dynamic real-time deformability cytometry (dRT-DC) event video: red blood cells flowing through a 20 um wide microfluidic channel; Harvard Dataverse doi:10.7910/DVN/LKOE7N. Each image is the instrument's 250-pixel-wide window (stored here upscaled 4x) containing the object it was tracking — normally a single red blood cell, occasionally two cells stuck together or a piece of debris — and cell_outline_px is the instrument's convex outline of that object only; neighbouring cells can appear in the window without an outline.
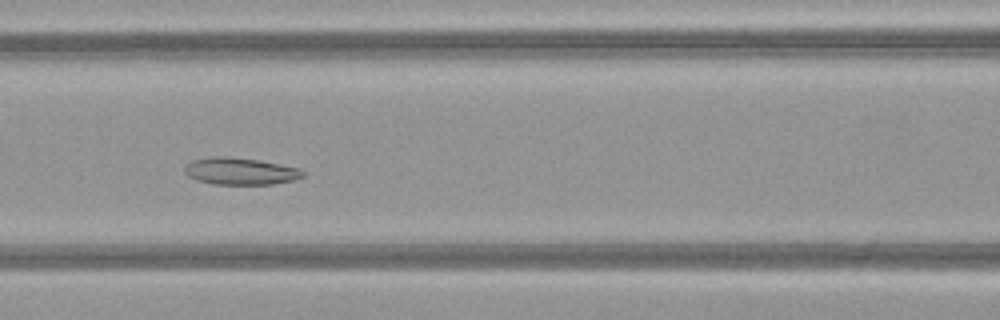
{"species": "common noctule bat (a hibernating species)", "species_latin": "Nyctalus noctula", "temperature_condition": "warm", "stored_images_in_passage": 50, "camera_frame_rate_fps": 3000, "um_per_image_px": 0.085, "animal": {"sex": "female", "body_mass_g": 21.9}, "frame": {"image": 1, "passage_image": 22, "time_ms": 7.0, "image_size_px": [1000, 320], "cell_outline_px": [[304, 176], [296, 180], [272, 184], [212, 184], [196, 180], [188, 176], [184, 172], [184, 168], [192, 160], [212, 156], [228, 156], [260, 160], [300, 168], [304, 172]], "centroid_in_image_um": [20.43, 14.55], "position_along_channel_um": 146.2, "area_um2": 18.79}}
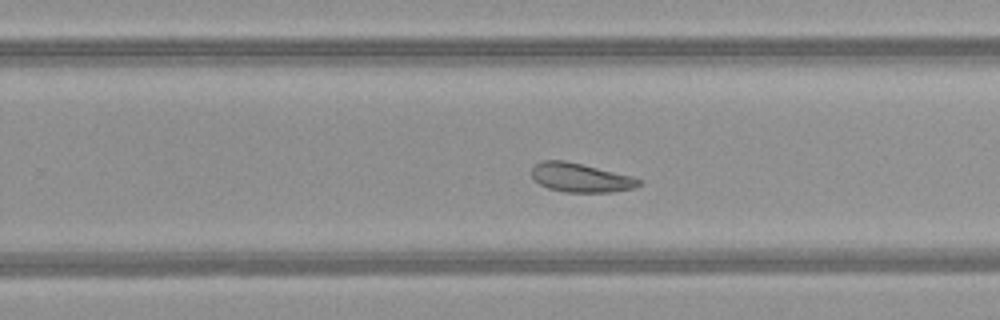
{"frame": {"image": 2, "passage_image": 32, "time_ms": 10.333, "image_size_px": [1000, 320], "cell_outline_px": [[644, 184], [636, 188], [612, 192], [568, 192], [548, 188], [540, 184], [532, 176], [532, 168], [540, 160], [564, 160], [632, 176], [640, 180]], "centroid_in_image_um": [49.38, 15.1], "position_along_channel_um": 280.4, "area_um2": 18.03}}
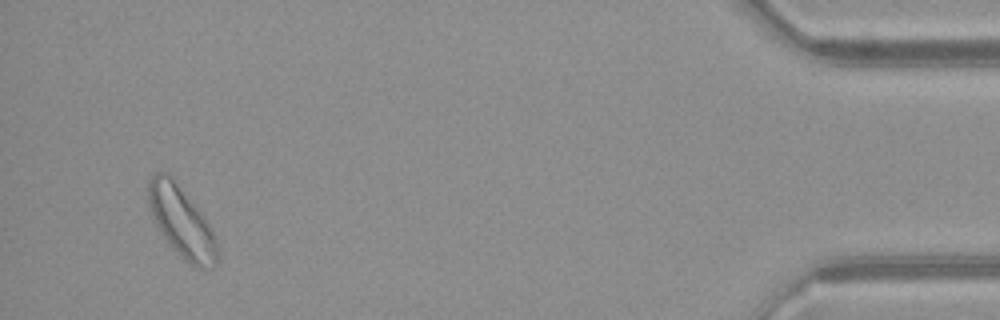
{"frame": {"image": 3, "passage_image": 48, "time_ms": 15.667, "image_size_px": [1000, 320], "cell_outline_px": [[220, 256], [216, 264], [212, 268], [200, 268], [192, 264], [180, 256], [164, 236], [156, 224], [148, 208], [148, 180], [156, 172], [168, 172], [176, 180], [200, 212], [208, 224], [216, 240]], "centroid_in_image_um": [15.42, 18.83], "position_along_channel_um": 419.8, "area_um2": 28.15}}